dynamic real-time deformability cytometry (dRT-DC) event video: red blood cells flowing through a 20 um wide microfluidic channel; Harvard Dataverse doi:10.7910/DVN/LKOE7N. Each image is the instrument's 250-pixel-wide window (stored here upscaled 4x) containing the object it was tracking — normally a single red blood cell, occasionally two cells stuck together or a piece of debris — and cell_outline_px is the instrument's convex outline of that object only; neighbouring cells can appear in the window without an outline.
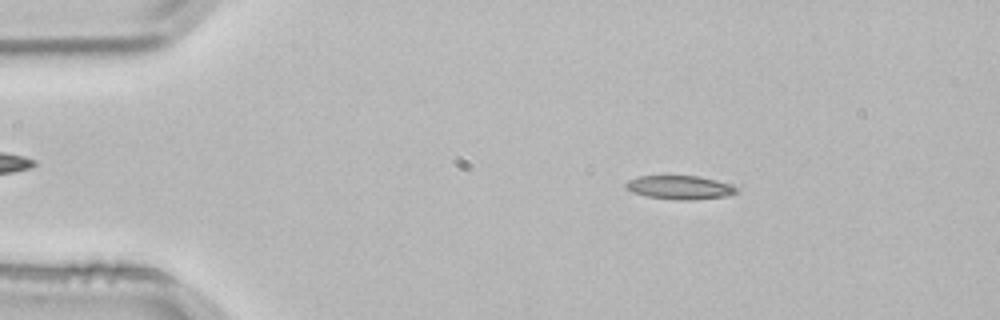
{"species": "common noctule bat (a hibernating species)", "species_latin": "Nyctalus noctula", "temperature_condition": "room temperature", "stored_images_in_passage": 2, "camera_frame_rate_fps": 3000, "um_per_image_px": 0.085, "animal": {"sex": "male", "body_mass_g": 21.5, "forearm_length_mm": 52.0}, "frame": {"image": 1, "passage_image": 1, "time_ms": 0.0, "image_size_px": [1000, 320], "cell_outline_px": [[740, 192], [728, 196], [684, 200], [644, 196], [632, 192], [624, 184], [628, 180], [640, 176], [700, 176], [716, 180], [728, 184], [736, 188]], "centroid_in_image_um": [57.78, 15.93], "position_along_channel_um": 27.2, "area_um2": 15.09}}